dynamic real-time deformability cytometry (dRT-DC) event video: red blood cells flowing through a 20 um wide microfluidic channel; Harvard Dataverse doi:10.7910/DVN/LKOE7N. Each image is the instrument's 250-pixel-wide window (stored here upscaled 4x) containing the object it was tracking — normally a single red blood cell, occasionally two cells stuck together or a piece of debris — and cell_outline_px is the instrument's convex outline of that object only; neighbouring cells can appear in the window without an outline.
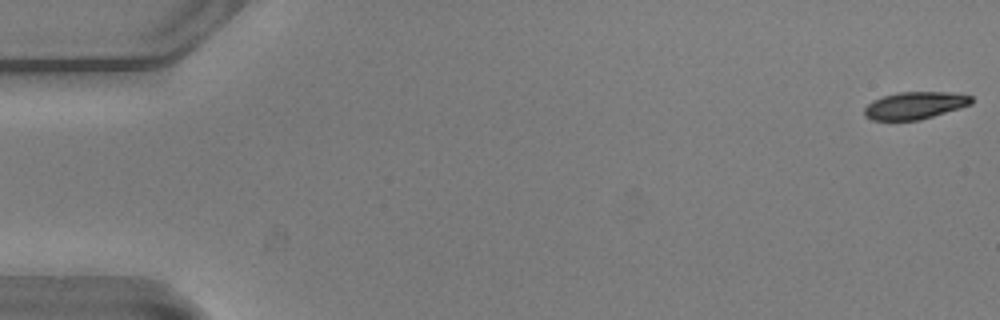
{"species": "common noctule bat (a hibernating species)", "species_latin": "Nyctalus noctula", "temperature_condition": "warm", "stored_images_in_passage": 54, "camera_frame_rate_fps": 3000, "um_per_image_px": 0.085, "animal": {"sex": "male", "body_mass_g": 20.5, "forearm_length_mm": 52.5}, "frame": {"image": 1, "passage_image": 1, "time_ms": 0.0, "image_size_px": [1000, 320], "cell_outline_px": [[972, 104], [960, 108], [920, 120], [872, 120], [864, 116], [864, 108], [872, 100], [896, 92], [948, 92], [972, 96]], "centroid_in_image_um": [77.75, 8.96], "position_along_channel_um": 7.3, "area_um2": 17.05}}
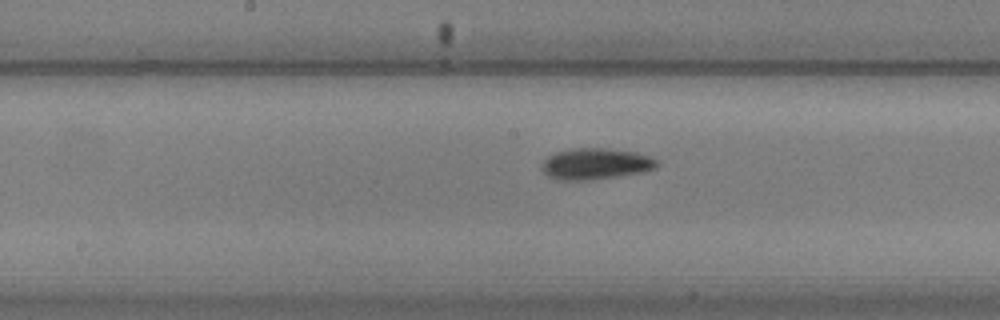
{"frame": {"image": 2, "passage_image": 28, "time_ms": 9.0, "image_size_px": [1000, 320], "cell_outline_px": [[660, 164], [656, 168], [644, 172], [620, 176], [588, 180], [560, 180], [548, 176], [544, 172], [544, 160], [548, 156], [556, 152], [572, 148], [604, 148], [636, 152], [660, 160]], "centroid_in_image_um": [50.7, 13.92], "position_along_channel_um": 197.5, "area_um2": 20.98}}
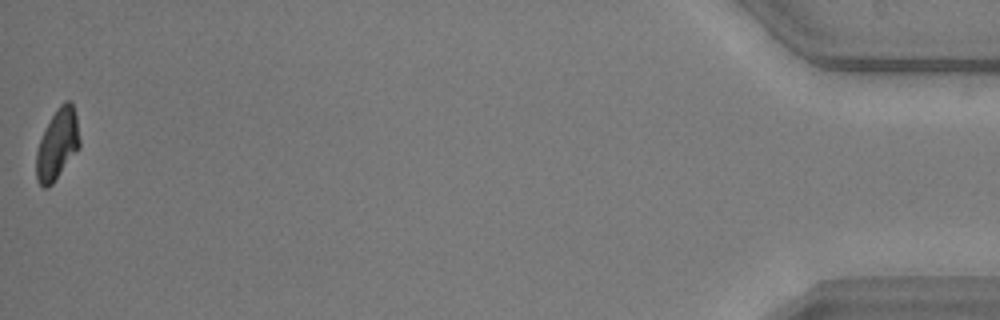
{"frame": {"image": 3, "passage_image": 54, "time_ms": 17.667, "image_size_px": [1000, 320], "cell_outline_px": [[80, 148], [52, 184], [48, 188], [44, 188], [36, 180], [36, 152], [40, 140], [52, 116], [60, 104], [64, 100], [68, 100], [72, 104], [76, 116], [80, 140]], "centroid_in_image_um": [4.88, 12.3], "position_along_channel_um": 430.3, "area_um2": 17.69}, "authors_computed_cell_mechanics": {"area_um2": 19.1607, "velocity_mm_per_s": 3.7921, "shape_relaxation_time_tau1_ms": 2.5105, "shape_relaxation_time_tau2_ms": 4.4869, "deformation_change_tau1": 0.1345, "deformation_change_tau2": 0.0845}}